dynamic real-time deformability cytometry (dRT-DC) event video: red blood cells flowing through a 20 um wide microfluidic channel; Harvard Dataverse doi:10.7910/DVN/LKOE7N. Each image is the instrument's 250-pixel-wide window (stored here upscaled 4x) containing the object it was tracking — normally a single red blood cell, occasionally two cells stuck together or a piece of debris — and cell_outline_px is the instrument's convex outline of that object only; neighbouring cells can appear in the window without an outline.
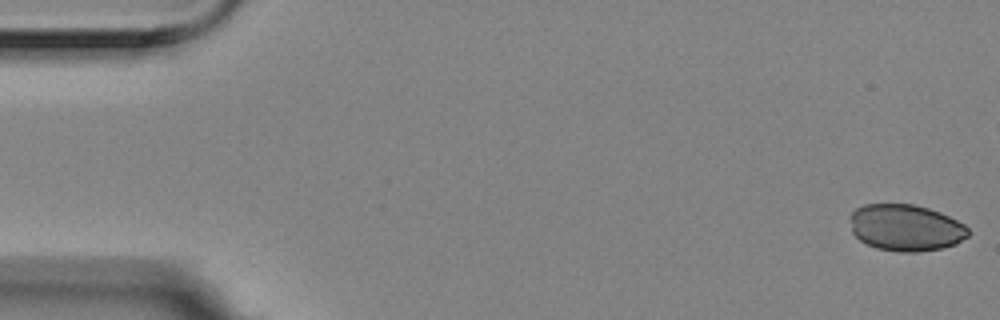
{"species": "Egyptian fruit bat (a non-hibernating species)", "species_latin": "Rousettus aegyptiacus", "temperature_condition": "room temperature", "stored_images_in_passage": 5, "camera_frame_rate_fps": 3000, "um_per_image_px": 0.085, "animal": {"sex": "female"}, "frame": {"image": 1, "passage_image": 1, "time_ms": 0.0, "image_size_px": [1000, 320], "cell_outline_px": [[972, 232], [968, 236], [956, 244], [940, 248], [920, 252], [900, 252], [876, 248], [860, 240], [852, 232], [852, 212], [856, 208], [864, 204], [916, 204], [940, 212], [964, 224]], "centroid_in_image_um": [77.02, 19.35], "position_along_channel_um": 8.0, "area_um2": 32.08}}